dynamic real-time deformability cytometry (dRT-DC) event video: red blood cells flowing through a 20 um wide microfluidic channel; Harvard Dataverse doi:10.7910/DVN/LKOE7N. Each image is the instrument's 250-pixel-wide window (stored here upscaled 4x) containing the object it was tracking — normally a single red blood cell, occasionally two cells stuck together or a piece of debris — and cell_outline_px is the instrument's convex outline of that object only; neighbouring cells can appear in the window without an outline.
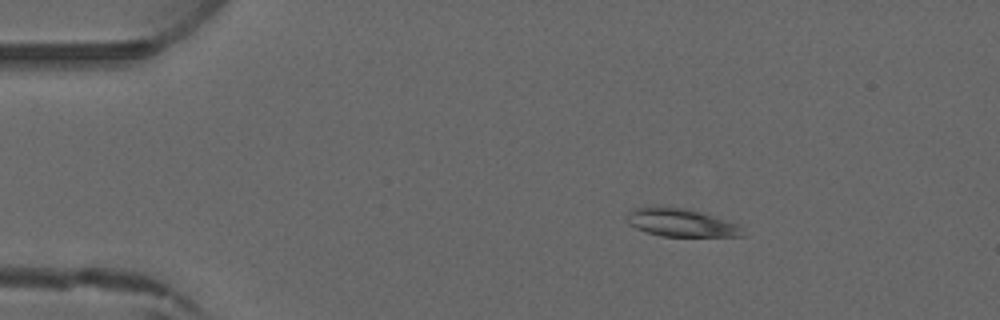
{"species": "common noctule bat (a hibernating species)", "species_latin": "Nyctalus noctula", "temperature_condition": "warm", "stored_images_in_passage": 4, "camera_frame_rate_fps": 3000, "um_per_image_px": 0.085, "animal": {"sex": "male", "forearm_length_mm": 52.5}, "frame": {"image": 1, "passage_image": 2, "time_ms": 2.0, "image_size_px": [1000, 320], "cell_outline_px": [[748, 236], [660, 236], [636, 228], [628, 224], [624, 216], [632, 208], [656, 204], [692, 208], [736, 224]], "centroid_in_image_um": [57.8, 18.87], "position_along_channel_um": 27.2, "area_um2": 19.54}}
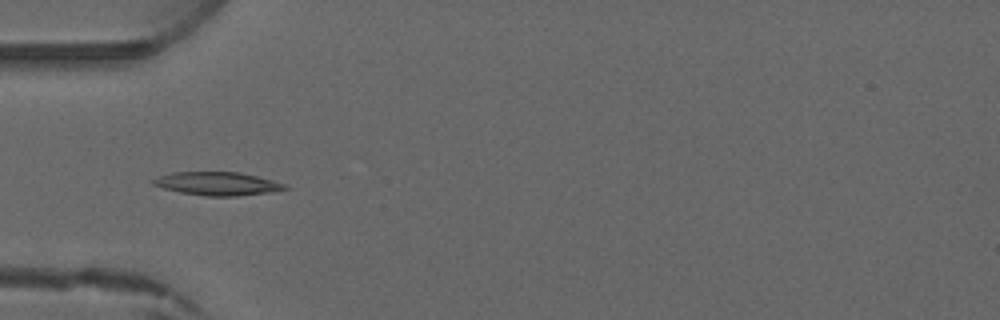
{"frame": {"image": 2, "passage_image": 4, "time_ms": 4.333, "image_size_px": [1000, 320], "cell_outline_px": [[288, 188], [268, 192], [236, 196], [204, 196], [180, 192], [164, 188], [152, 184], [148, 180], [172, 172], [240, 172], [288, 184]], "centroid_in_image_um": [18.45, 15.6], "position_along_channel_um": 66.6, "area_um2": 17.86}}